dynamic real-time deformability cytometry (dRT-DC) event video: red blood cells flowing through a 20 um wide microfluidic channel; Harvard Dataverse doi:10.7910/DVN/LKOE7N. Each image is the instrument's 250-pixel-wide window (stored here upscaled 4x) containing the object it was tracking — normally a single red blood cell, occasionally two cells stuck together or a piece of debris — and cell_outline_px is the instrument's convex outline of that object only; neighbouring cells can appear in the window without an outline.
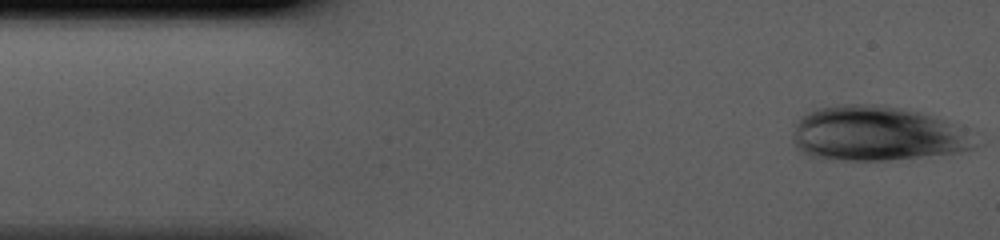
{"species": "human", "species_latin": "Homo sapiens", "temperature_condition": "cold", "stored_images_in_passage": 41, "camera_frame_rate_fps": 3000, "um_per_image_px": 0.085, "donor": {"sex": "male"}, "frame": {"image": 1, "passage_image": 1, "time_ms": 0.0, "image_size_px": [1000, 240], "cell_outline_px": [[980, 144], [976, 148], [956, 152], [888, 160], [824, 160], [808, 156], [800, 152], [792, 144], [792, 132], [800, 116], [816, 108], [840, 104], [884, 104], [920, 112], [936, 116], [952, 124]], "centroid_in_image_um": [74.42, 11.36], "position_along_channel_um": 10.6, "area_um2": 58.44}}
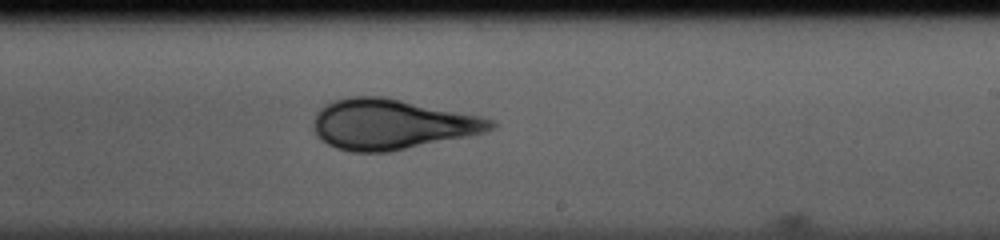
{"frame": {"image": 2, "passage_image": 24, "time_ms": 7.667, "image_size_px": [1000, 240], "cell_outline_px": [[500, 124], [496, 128], [488, 132], [472, 136], [388, 152], [352, 152], [336, 148], [320, 140], [316, 136], [312, 128], [312, 120], [316, 112], [320, 108], [336, 100], [352, 96], [380, 96], [480, 116], [496, 120]], "centroid_in_image_um": [33.31, 10.58], "position_along_channel_um": 255.7, "area_um2": 52.31}}
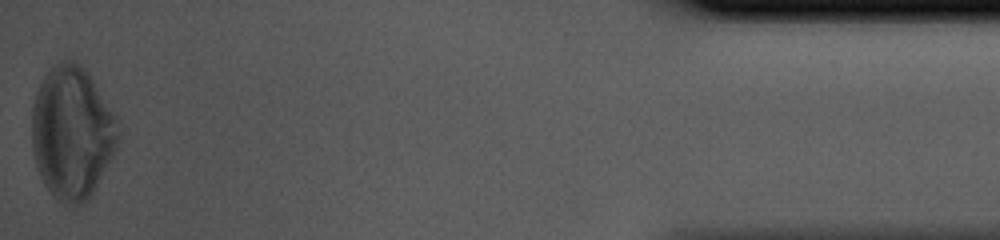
{"frame": {"image": 3, "passage_image": 41, "time_ms": 13.333, "image_size_px": [1000, 240], "cell_outline_px": [[120, 136], [116, 148], [96, 188], [88, 200], [84, 204], [64, 204], [52, 196], [44, 184], [40, 176], [36, 164], [32, 148], [32, 108], [36, 92], [44, 76], [60, 60], [72, 60], [80, 64], [88, 72], [120, 120]], "centroid_in_image_um": [6.15, 11.28], "position_along_channel_um": 429.0, "area_um2": 67.34}}